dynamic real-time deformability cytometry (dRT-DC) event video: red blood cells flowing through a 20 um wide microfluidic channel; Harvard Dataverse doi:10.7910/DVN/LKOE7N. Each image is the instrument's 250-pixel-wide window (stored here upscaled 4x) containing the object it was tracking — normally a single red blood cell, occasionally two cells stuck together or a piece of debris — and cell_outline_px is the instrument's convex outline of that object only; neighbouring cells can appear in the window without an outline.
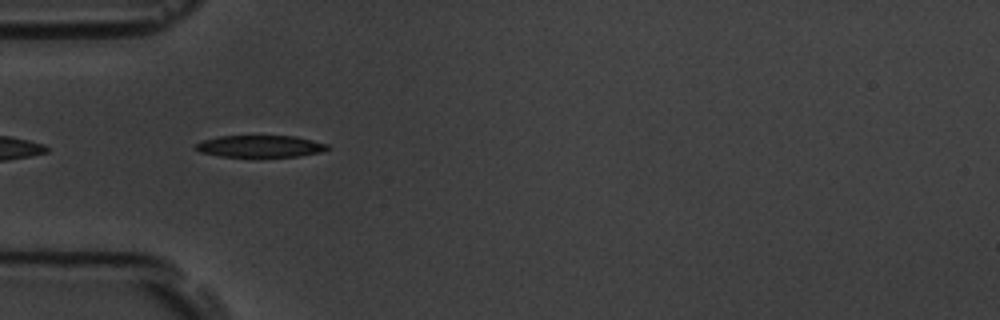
{"species": "common noctule bat (a hibernating species)", "species_latin": "Nyctalus noctula", "temperature_condition": "room temperature", "stored_images_in_passage": 2, "camera_frame_rate_fps": 3000, "um_per_image_px": 0.085, "animal": {"sex": "male", "body_mass_g": 19.5, "forearm_length_mm": 54.6}, "frame": {"image": 1, "passage_image": 1, "time_ms": 0.0, "image_size_px": [1000, 320], "cell_outline_px": [[332, 148], [320, 152], [296, 156], [220, 156], [200, 152], [196, 148], [196, 144], [204, 140], [220, 136], [296, 136], [328, 144]], "centroid_in_image_um": [22.16, 12.42], "position_along_channel_um": 62.8, "area_um2": 16.53}}
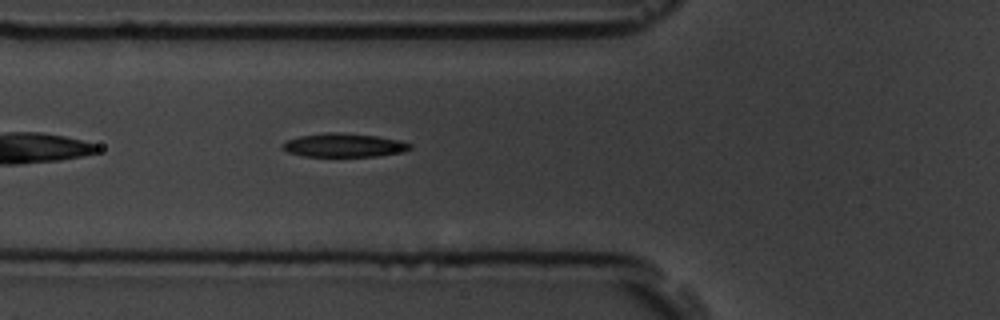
{"frame": {"image": 2, "passage_image": 2, "time_ms": 1.0, "image_size_px": [1000, 320], "cell_outline_px": [[412, 148], [404, 152], [376, 156], [304, 156], [288, 152], [284, 148], [284, 144], [288, 140], [300, 136], [328, 132], [336, 132], [376, 136], [400, 140], [412, 144]], "centroid_in_image_um": [29.3, 12.34], "position_along_channel_um": 96.5, "area_um2": 17.34}}